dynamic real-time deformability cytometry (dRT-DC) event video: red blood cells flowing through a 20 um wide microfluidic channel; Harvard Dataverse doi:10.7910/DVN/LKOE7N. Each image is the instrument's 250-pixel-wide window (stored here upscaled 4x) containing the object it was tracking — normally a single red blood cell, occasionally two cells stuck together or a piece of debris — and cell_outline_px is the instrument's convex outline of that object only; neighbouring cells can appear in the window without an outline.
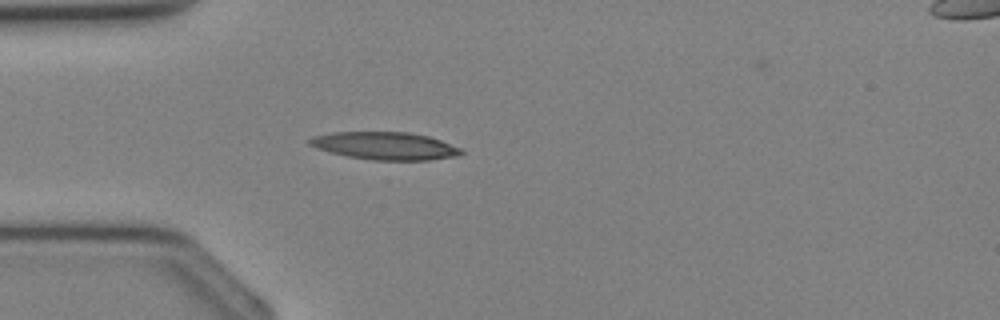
{"species": "Egyptian fruit bat (a non-hibernating species)", "species_latin": "Rousettus aegyptiacus", "temperature_condition": "cold", "stored_images_in_passage": 34, "camera_frame_rate_fps": 3000, "um_per_image_px": 0.085, "animal": {"sex": "female"}, "frame": {"image": 1, "passage_image": 9, "time_ms": 2.667, "image_size_px": [1000, 320], "cell_outline_px": [[464, 152], [460, 156], [428, 160], [372, 160], [348, 156], [316, 148], [308, 144], [304, 140], [312, 136], [332, 132], [408, 132], [428, 136], [440, 140], [460, 148]], "centroid_in_image_um": [32.7, 12.39], "position_along_channel_um": 52.3, "area_um2": 24.51}}
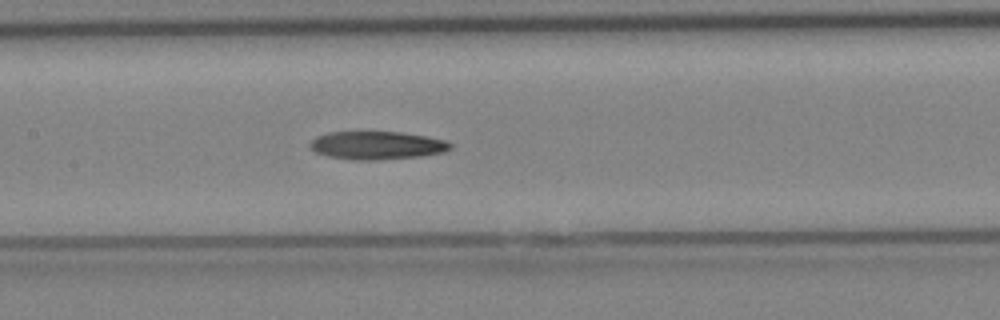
{"frame": {"image": 2, "passage_image": 16, "time_ms": 5.0, "image_size_px": [1000, 320], "cell_outline_px": [[452, 148], [444, 152], [420, 156], [372, 160], [356, 160], [328, 156], [316, 152], [308, 148], [308, 144], [316, 136], [328, 132], [400, 132], [428, 136], [444, 140], [452, 144]], "centroid_in_image_um": [32.02, 12.35], "position_along_channel_um": 175.4, "area_um2": 23.0}}
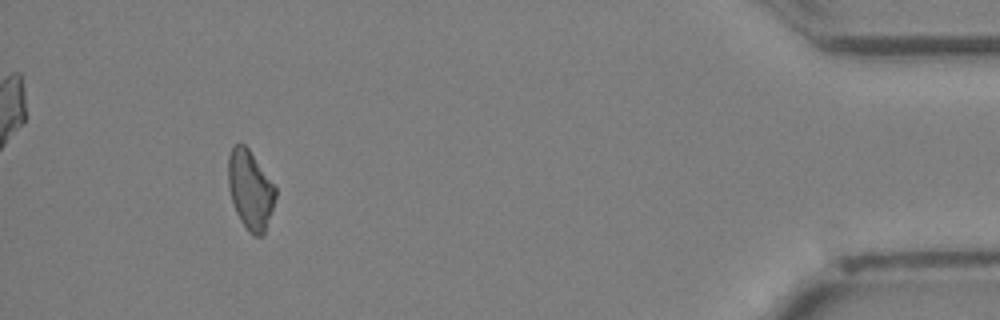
{"frame": {"image": 3, "passage_image": 32, "time_ms": 10.333, "image_size_px": [1000, 320], "cell_outline_px": [[276, 196], [264, 236], [252, 236], [248, 232], [240, 220], [236, 212], [228, 188], [228, 156], [232, 144], [240, 140], [248, 148], [276, 188]], "centroid_in_image_um": [21.25, 16.12], "position_along_channel_um": 414.0, "area_um2": 21.96}}